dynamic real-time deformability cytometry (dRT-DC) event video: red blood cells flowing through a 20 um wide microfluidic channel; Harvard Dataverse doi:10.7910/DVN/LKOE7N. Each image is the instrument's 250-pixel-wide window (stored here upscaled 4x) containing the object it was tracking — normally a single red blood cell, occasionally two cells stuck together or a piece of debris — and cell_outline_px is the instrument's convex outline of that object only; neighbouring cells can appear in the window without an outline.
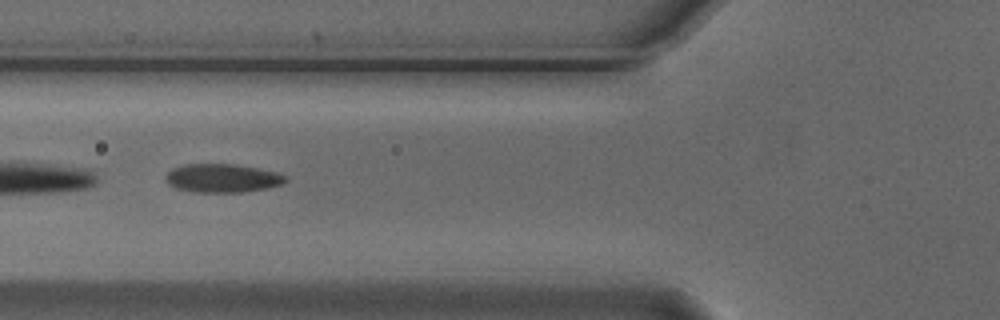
{"species": "Egyptian fruit bat (a non-hibernating species)", "species_latin": "Rousettus aegyptiacus", "temperature_condition": "cold", "stored_images_in_passage": 7, "camera_frame_rate_fps": 3000, "um_per_image_px": 0.085, "animal": {"sex": "male"}, "frame": {"image": 1, "passage_image": 5, "time_ms": 1.333, "image_size_px": [1000, 320], "cell_outline_px": [[288, 180], [280, 184], [268, 188], [240, 192], [192, 192], [176, 188], [168, 184], [164, 180], [164, 176], [172, 168], [184, 164], [232, 164], [256, 168], [276, 172], [288, 176]], "centroid_in_image_um": [18.86, 15.14], "position_along_channel_um": 106.9, "area_um2": 20.0}}
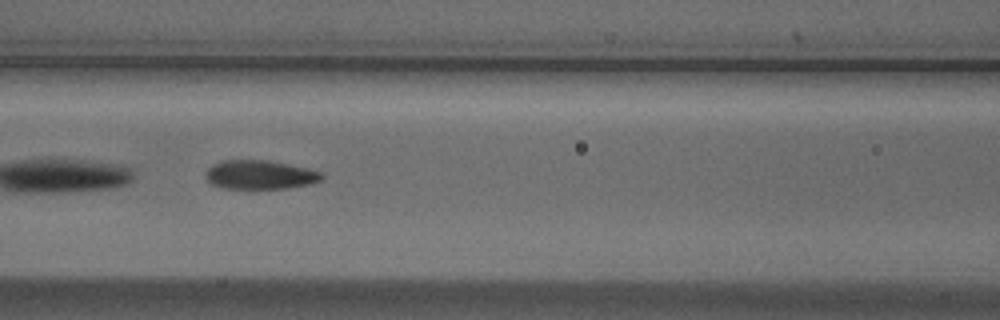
{"frame": {"image": 2, "passage_image": 6, "time_ms": 1.667, "image_size_px": [1000, 320], "cell_outline_px": [[324, 176], [320, 180], [308, 184], [288, 188], [220, 188], [212, 184], [204, 176], [208, 168], [212, 164], [224, 160], [268, 160], [308, 168], [320, 172]], "centroid_in_image_um": [22.06, 14.84], "position_along_channel_um": 144.5, "area_um2": 19.48}}
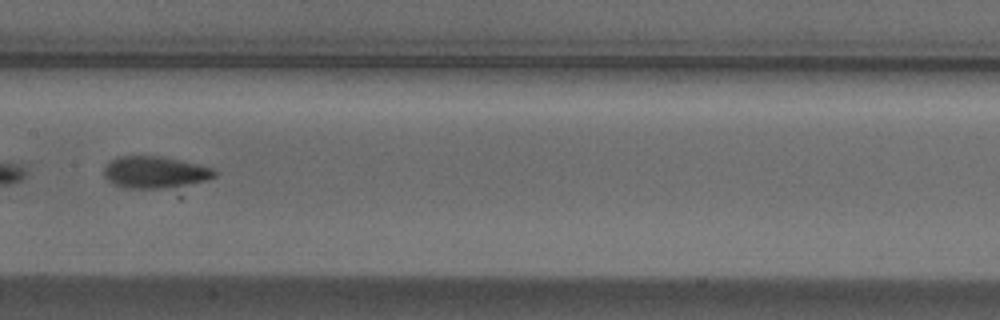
{"frame": {"image": 3, "passage_image": 7, "time_ms": 2.0, "image_size_px": [1000, 320], "cell_outline_px": [[220, 172], [216, 176], [204, 180], [168, 188], [128, 188], [116, 184], [108, 180], [104, 176], [104, 168], [112, 160], [120, 156], [160, 156], [200, 164], [212, 168]], "centroid_in_image_um": [13.2, 14.63], "position_along_channel_um": 194.2, "area_um2": 20.29}}